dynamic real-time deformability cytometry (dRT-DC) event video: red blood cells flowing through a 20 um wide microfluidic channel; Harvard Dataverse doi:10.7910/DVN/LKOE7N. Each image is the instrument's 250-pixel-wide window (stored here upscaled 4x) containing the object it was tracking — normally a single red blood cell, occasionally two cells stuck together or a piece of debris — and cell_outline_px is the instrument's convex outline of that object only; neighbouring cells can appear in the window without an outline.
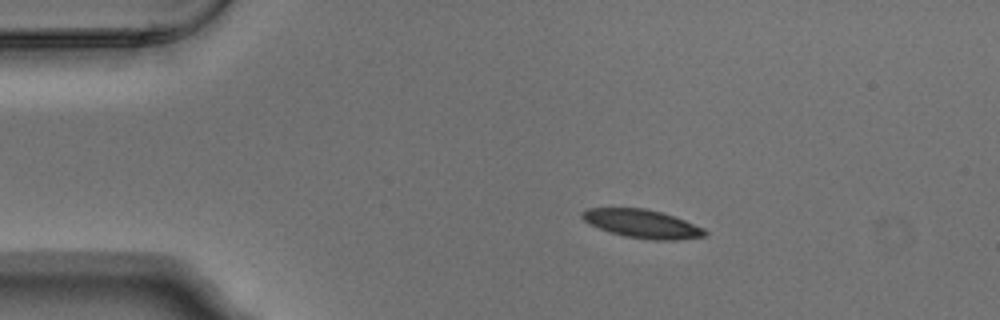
{"species": "Egyptian fruit bat (a non-hibernating species)", "species_latin": "Rousettus aegyptiacus", "temperature_condition": "warm", "stored_images_in_passage": 4, "camera_frame_rate_fps": 3000, "um_per_image_px": 0.085, "animal": {"sex": "male"}, "frame": {"image": 1, "passage_image": 2, "time_ms": 0.333, "image_size_px": [1000, 320], "cell_outline_px": [[708, 236], [676, 240], [652, 240], [624, 236], [608, 232], [584, 220], [580, 216], [580, 212], [584, 208], [644, 208], [660, 212], [684, 220], [704, 228], [708, 232]], "centroid_in_image_um": [54.58, 19.02], "position_along_channel_um": 30.4, "area_um2": 20.35}}
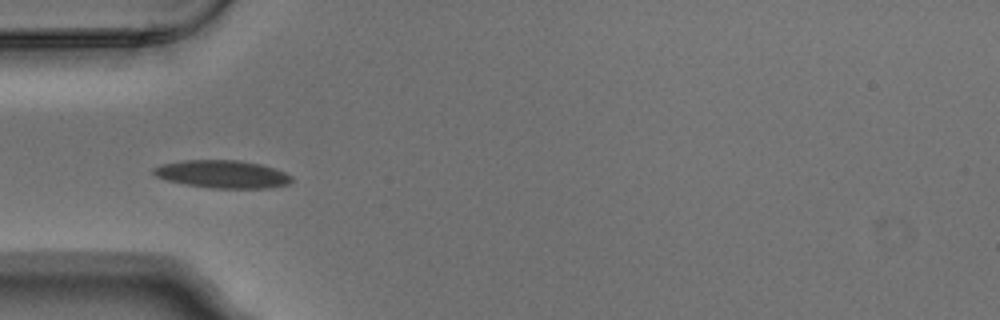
{"frame": {"image": 2, "passage_image": 4, "time_ms": 1.0, "image_size_px": [1000, 320], "cell_outline_px": [[292, 180], [288, 184], [268, 188], [212, 188], [188, 184], [168, 180], [156, 176], [152, 172], [152, 168], [160, 164], [184, 160], [240, 160], [260, 164], [284, 172], [292, 176]], "centroid_in_image_um": [18.89, 14.79], "position_along_channel_um": 66.1, "area_um2": 22.2}}